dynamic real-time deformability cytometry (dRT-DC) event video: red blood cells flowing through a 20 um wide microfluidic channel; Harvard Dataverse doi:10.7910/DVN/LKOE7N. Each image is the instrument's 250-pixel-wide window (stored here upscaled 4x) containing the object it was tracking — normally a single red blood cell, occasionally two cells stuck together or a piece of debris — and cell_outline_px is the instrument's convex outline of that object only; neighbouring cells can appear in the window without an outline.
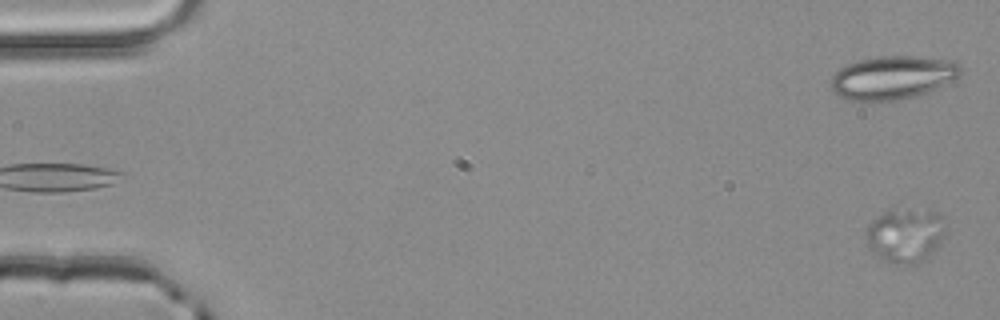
{"species": "common noctule bat (a hibernating species)", "species_latin": "Nyctalus noctula", "temperature_condition": "room temperature", "stored_images_in_passage": 53, "camera_frame_rate_fps": 3000, "um_per_image_px": 0.085, "animal": {"sex": "male", "body_mass_g": 20.4}, "frame": {"image": 1, "passage_image": 1, "time_ms": 0.0, "image_size_px": [1000, 320], "cell_outline_px": [[944, 232], [940, 244], [924, 260], [916, 264], [896, 264], [880, 260], [868, 248], [864, 232], [868, 224], [876, 216], [892, 208], [936, 212], [940, 216]], "centroid_in_image_um": [76.86, 20.02], "position_along_channel_um": 8.1, "area_um2": 25.32}}
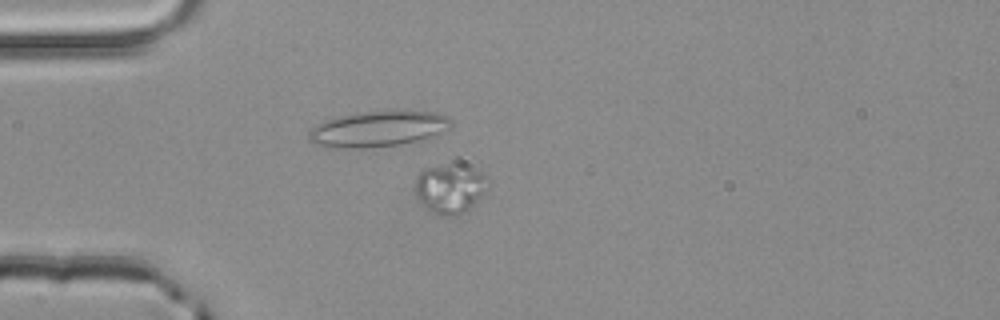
{"frame": {"image": 2, "passage_image": 15, "time_ms": 4.667, "image_size_px": [1000, 320], "cell_outline_px": [[488, 192], [464, 212], [456, 216], [444, 216], [432, 212], [420, 204], [416, 196], [416, 176], [424, 168], [448, 164], [452, 164], [480, 168], [484, 172], [488, 188]], "centroid_in_image_um": [38.28, 16.02], "position_along_channel_um": 46.7, "area_um2": 21.33}}
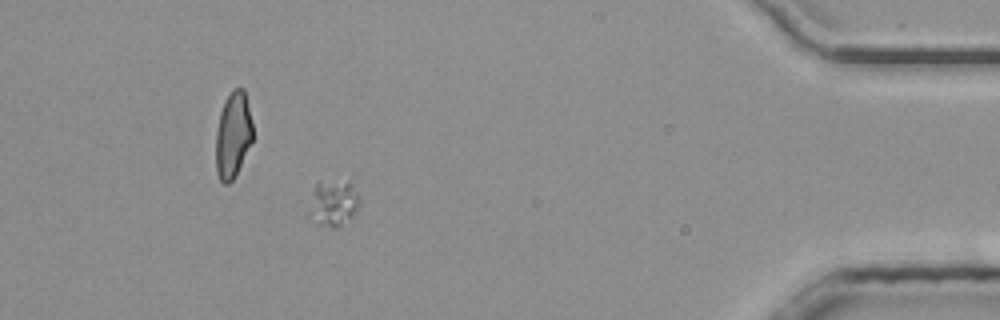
{"frame": {"image": 3, "passage_image": 48, "time_ms": 15.667, "image_size_px": [1000, 320], "cell_outline_px": [[360, 200], [356, 208], [336, 228], [332, 228], [312, 224], [304, 220], [304, 216], [316, 180], [348, 184], [360, 196]], "centroid_in_image_um": [28.12, 17.33], "position_along_channel_um": 407.1, "area_um2": 13.76}}